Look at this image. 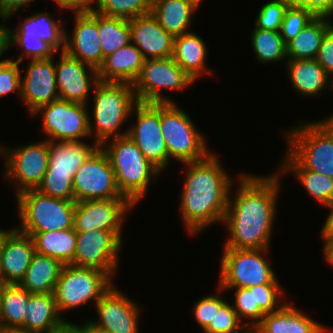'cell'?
<instances>
[{"instance_id":"1","label":"cell","mask_w":333,"mask_h":333,"mask_svg":"<svg viewBox=\"0 0 333 333\" xmlns=\"http://www.w3.org/2000/svg\"><path fill=\"white\" fill-rule=\"evenodd\" d=\"M281 177L279 173L258 177L242 173L236 178L237 193L234 199L229 194L223 220L230 235L224 248H270Z\"/></svg>"},{"instance_id":"2","label":"cell","mask_w":333,"mask_h":333,"mask_svg":"<svg viewBox=\"0 0 333 333\" xmlns=\"http://www.w3.org/2000/svg\"><path fill=\"white\" fill-rule=\"evenodd\" d=\"M185 166L179 213L187 232L195 235L213 223L223 222L234 180L214 152Z\"/></svg>"},{"instance_id":"3","label":"cell","mask_w":333,"mask_h":333,"mask_svg":"<svg viewBox=\"0 0 333 333\" xmlns=\"http://www.w3.org/2000/svg\"><path fill=\"white\" fill-rule=\"evenodd\" d=\"M93 91L94 123L89 119V129L90 136L95 135L94 142L101 146L111 138L127 135L128 129L120 133V127L133 115L138 103L132 84L99 81Z\"/></svg>"},{"instance_id":"4","label":"cell","mask_w":333,"mask_h":333,"mask_svg":"<svg viewBox=\"0 0 333 333\" xmlns=\"http://www.w3.org/2000/svg\"><path fill=\"white\" fill-rule=\"evenodd\" d=\"M100 147L110 161L118 189L135 206L144 198L150 181L157 179L161 171L127 135L114 138Z\"/></svg>"},{"instance_id":"5","label":"cell","mask_w":333,"mask_h":333,"mask_svg":"<svg viewBox=\"0 0 333 333\" xmlns=\"http://www.w3.org/2000/svg\"><path fill=\"white\" fill-rule=\"evenodd\" d=\"M287 152L304 168L333 178V116L284 132Z\"/></svg>"},{"instance_id":"6","label":"cell","mask_w":333,"mask_h":333,"mask_svg":"<svg viewBox=\"0 0 333 333\" xmlns=\"http://www.w3.org/2000/svg\"><path fill=\"white\" fill-rule=\"evenodd\" d=\"M20 225L23 233H44L74 228L76 202L54 198L36 189L16 195Z\"/></svg>"},{"instance_id":"7","label":"cell","mask_w":333,"mask_h":333,"mask_svg":"<svg viewBox=\"0 0 333 333\" xmlns=\"http://www.w3.org/2000/svg\"><path fill=\"white\" fill-rule=\"evenodd\" d=\"M160 122L169 159L185 164L204 160L212 153L204 134L177 103H160Z\"/></svg>"},{"instance_id":"8","label":"cell","mask_w":333,"mask_h":333,"mask_svg":"<svg viewBox=\"0 0 333 333\" xmlns=\"http://www.w3.org/2000/svg\"><path fill=\"white\" fill-rule=\"evenodd\" d=\"M269 252L266 249L224 248L220 265V292L229 288H251L270 284L276 274L264 258Z\"/></svg>"},{"instance_id":"9","label":"cell","mask_w":333,"mask_h":333,"mask_svg":"<svg viewBox=\"0 0 333 333\" xmlns=\"http://www.w3.org/2000/svg\"><path fill=\"white\" fill-rule=\"evenodd\" d=\"M113 283L108 274L98 269L64 265L54 291L59 313L92 300L96 304Z\"/></svg>"},{"instance_id":"10","label":"cell","mask_w":333,"mask_h":333,"mask_svg":"<svg viewBox=\"0 0 333 333\" xmlns=\"http://www.w3.org/2000/svg\"><path fill=\"white\" fill-rule=\"evenodd\" d=\"M194 80L174 61L172 56L145 59L142 70L133 82L135 97L140 103H174L161 94V88L183 91Z\"/></svg>"},{"instance_id":"11","label":"cell","mask_w":333,"mask_h":333,"mask_svg":"<svg viewBox=\"0 0 333 333\" xmlns=\"http://www.w3.org/2000/svg\"><path fill=\"white\" fill-rule=\"evenodd\" d=\"M2 154V155H1ZM5 158L4 176L16 186V195L37 189L49 165V141L43 140L14 148L0 147Z\"/></svg>"},{"instance_id":"12","label":"cell","mask_w":333,"mask_h":333,"mask_svg":"<svg viewBox=\"0 0 333 333\" xmlns=\"http://www.w3.org/2000/svg\"><path fill=\"white\" fill-rule=\"evenodd\" d=\"M88 106L80 103L57 99L41 106L33 116L42 114L43 132L46 140L56 142L81 141L90 136Z\"/></svg>"},{"instance_id":"13","label":"cell","mask_w":333,"mask_h":333,"mask_svg":"<svg viewBox=\"0 0 333 333\" xmlns=\"http://www.w3.org/2000/svg\"><path fill=\"white\" fill-rule=\"evenodd\" d=\"M122 231L76 232V252L71 265L95 268L113 278L117 272Z\"/></svg>"},{"instance_id":"14","label":"cell","mask_w":333,"mask_h":333,"mask_svg":"<svg viewBox=\"0 0 333 333\" xmlns=\"http://www.w3.org/2000/svg\"><path fill=\"white\" fill-rule=\"evenodd\" d=\"M73 193L75 202L126 198L118 189L113 168L101 147L74 174Z\"/></svg>"},{"instance_id":"15","label":"cell","mask_w":333,"mask_h":333,"mask_svg":"<svg viewBox=\"0 0 333 333\" xmlns=\"http://www.w3.org/2000/svg\"><path fill=\"white\" fill-rule=\"evenodd\" d=\"M133 111L136 125L128 129L127 136L143 155L161 172L169 165L167 146L162 135L160 103L138 102Z\"/></svg>"},{"instance_id":"16","label":"cell","mask_w":333,"mask_h":333,"mask_svg":"<svg viewBox=\"0 0 333 333\" xmlns=\"http://www.w3.org/2000/svg\"><path fill=\"white\" fill-rule=\"evenodd\" d=\"M135 207L127 198L95 199L76 202L74 230L122 231L124 217Z\"/></svg>"},{"instance_id":"17","label":"cell","mask_w":333,"mask_h":333,"mask_svg":"<svg viewBox=\"0 0 333 333\" xmlns=\"http://www.w3.org/2000/svg\"><path fill=\"white\" fill-rule=\"evenodd\" d=\"M99 320L92 323L109 333H139L140 308L114 284L94 305Z\"/></svg>"},{"instance_id":"18","label":"cell","mask_w":333,"mask_h":333,"mask_svg":"<svg viewBox=\"0 0 333 333\" xmlns=\"http://www.w3.org/2000/svg\"><path fill=\"white\" fill-rule=\"evenodd\" d=\"M55 72L59 98L88 105L89 91L99 82L97 69L62 51Z\"/></svg>"},{"instance_id":"19","label":"cell","mask_w":333,"mask_h":333,"mask_svg":"<svg viewBox=\"0 0 333 333\" xmlns=\"http://www.w3.org/2000/svg\"><path fill=\"white\" fill-rule=\"evenodd\" d=\"M26 70L25 76H21L20 97L32 117L41 106L59 99L53 57L30 60Z\"/></svg>"},{"instance_id":"20","label":"cell","mask_w":333,"mask_h":333,"mask_svg":"<svg viewBox=\"0 0 333 333\" xmlns=\"http://www.w3.org/2000/svg\"><path fill=\"white\" fill-rule=\"evenodd\" d=\"M35 254L33 239L16 227L0 230V272L2 284H16L23 279Z\"/></svg>"},{"instance_id":"21","label":"cell","mask_w":333,"mask_h":333,"mask_svg":"<svg viewBox=\"0 0 333 333\" xmlns=\"http://www.w3.org/2000/svg\"><path fill=\"white\" fill-rule=\"evenodd\" d=\"M72 36L64 38V52L73 58L98 70L102 65V49L98 32V13H80L74 15ZM70 37V38H69Z\"/></svg>"},{"instance_id":"22","label":"cell","mask_w":333,"mask_h":333,"mask_svg":"<svg viewBox=\"0 0 333 333\" xmlns=\"http://www.w3.org/2000/svg\"><path fill=\"white\" fill-rule=\"evenodd\" d=\"M130 38L144 59L173 56L175 37L159 24L151 12L130 19Z\"/></svg>"},{"instance_id":"23","label":"cell","mask_w":333,"mask_h":333,"mask_svg":"<svg viewBox=\"0 0 333 333\" xmlns=\"http://www.w3.org/2000/svg\"><path fill=\"white\" fill-rule=\"evenodd\" d=\"M256 333H328L330 330L305 315L290 303L280 310L265 314L254 328Z\"/></svg>"},{"instance_id":"24","label":"cell","mask_w":333,"mask_h":333,"mask_svg":"<svg viewBox=\"0 0 333 333\" xmlns=\"http://www.w3.org/2000/svg\"><path fill=\"white\" fill-rule=\"evenodd\" d=\"M144 60L141 51L130 42L104 58L97 70L98 79L102 82L133 84L142 70Z\"/></svg>"},{"instance_id":"25","label":"cell","mask_w":333,"mask_h":333,"mask_svg":"<svg viewBox=\"0 0 333 333\" xmlns=\"http://www.w3.org/2000/svg\"><path fill=\"white\" fill-rule=\"evenodd\" d=\"M51 17L47 12L34 13L20 21L16 30H11L4 24L5 37L40 38L50 44L57 52L64 50L65 30L61 19ZM62 22V23H61Z\"/></svg>"},{"instance_id":"26","label":"cell","mask_w":333,"mask_h":333,"mask_svg":"<svg viewBox=\"0 0 333 333\" xmlns=\"http://www.w3.org/2000/svg\"><path fill=\"white\" fill-rule=\"evenodd\" d=\"M58 311L54 293L31 294L27 302L24 329L31 333H50L65 321Z\"/></svg>"},{"instance_id":"27","label":"cell","mask_w":333,"mask_h":333,"mask_svg":"<svg viewBox=\"0 0 333 333\" xmlns=\"http://www.w3.org/2000/svg\"><path fill=\"white\" fill-rule=\"evenodd\" d=\"M207 45L196 33L188 32L174 39V61L194 80L204 74H212V70L205 67ZM204 73V74H203Z\"/></svg>"},{"instance_id":"28","label":"cell","mask_w":333,"mask_h":333,"mask_svg":"<svg viewBox=\"0 0 333 333\" xmlns=\"http://www.w3.org/2000/svg\"><path fill=\"white\" fill-rule=\"evenodd\" d=\"M288 77L301 96H317L329 87L330 76L315 59H287Z\"/></svg>"},{"instance_id":"29","label":"cell","mask_w":333,"mask_h":333,"mask_svg":"<svg viewBox=\"0 0 333 333\" xmlns=\"http://www.w3.org/2000/svg\"><path fill=\"white\" fill-rule=\"evenodd\" d=\"M97 143L83 141H49V165L46 172L69 173L73 178L78 168L99 148Z\"/></svg>"},{"instance_id":"30","label":"cell","mask_w":333,"mask_h":333,"mask_svg":"<svg viewBox=\"0 0 333 333\" xmlns=\"http://www.w3.org/2000/svg\"><path fill=\"white\" fill-rule=\"evenodd\" d=\"M63 266L59 260L35 252L19 284L30 294L54 293Z\"/></svg>"},{"instance_id":"31","label":"cell","mask_w":333,"mask_h":333,"mask_svg":"<svg viewBox=\"0 0 333 333\" xmlns=\"http://www.w3.org/2000/svg\"><path fill=\"white\" fill-rule=\"evenodd\" d=\"M197 9L188 0H153L151 13L168 33L176 37L190 32L188 29Z\"/></svg>"},{"instance_id":"32","label":"cell","mask_w":333,"mask_h":333,"mask_svg":"<svg viewBox=\"0 0 333 333\" xmlns=\"http://www.w3.org/2000/svg\"><path fill=\"white\" fill-rule=\"evenodd\" d=\"M25 234L32 237L35 252L57 259L63 265H69L74 260L76 252V231L74 228Z\"/></svg>"},{"instance_id":"33","label":"cell","mask_w":333,"mask_h":333,"mask_svg":"<svg viewBox=\"0 0 333 333\" xmlns=\"http://www.w3.org/2000/svg\"><path fill=\"white\" fill-rule=\"evenodd\" d=\"M279 174L293 173L304 185L309 194L321 205L333 203V178L304 169L287 151L281 164ZM285 173V174H284Z\"/></svg>"},{"instance_id":"34","label":"cell","mask_w":333,"mask_h":333,"mask_svg":"<svg viewBox=\"0 0 333 333\" xmlns=\"http://www.w3.org/2000/svg\"><path fill=\"white\" fill-rule=\"evenodd\" d=\"M327 17H315L287 44V59H315L326 32L333 26Z\"/></svg>"},{"instance_id":"35","label":"cell","mask_w":333,"mask_h":333,"mask_svg":"<svg viewBox=\"0 0 333 333\" xmlns=\"http://www.w3.org/2000/svg\"><path fill=\"white\" fill-rule=\"evenodd\" d=\"M30 295L19 283L0 285V323L3 326L24 329Z\"/></svg>"},{"instance_id":"36","label":"cell","mask_w":333,"mask_h":333,"mask_svg":"<svg viewBox=\"0 0 333 333\" xmlns=\"http://www.w3.org/2000/svg\"><path fill=\"white\" fill-rule=\"evenodd\" d=\"M98 32L104 58L131 42L130 19L109 17L98 13Z\"/></svg>"},{"instance_id":"37","label":"cell","mask_w":333,"mask_h":333,"mask_svg":"<svg viewBox=\"0 0 333 333\" xmlns=\"http://www.w3.org/2000/svg\"><path fill=\"white\" fill-rule=\"evenodd\" d=\"M253 52L257 61L274 63L287 60V47L280 31L264 30L254 27L251 34Z\"/></svg>"},{"instance_id":"38","label":"cell","mask_w":333,"mask_h":333,"mask_svg":"<svg viewBox=\"0 0 333 333\" xmlns=\"http://www.w3.org/2000/svg\"><path fill=\"white\" fill-rule=\"evenodd\" d=\"M153 0H97L94 11L109 17L136 18L150 13Z\"/></svg>"},{"instance_id":"39","label":"cell","mask_w":333,"mask_h":333,"mask_svg":"<svg viewBox=\"0 0 333 333\" xmlns=\"http://www.w3.org/2000/svg\"><path fill=\"white\" fill-rule=\"evenodd\" d=\"M235 290V302L232 304L239 320L247 318L246 327L255 328L263 319L265 314L260 310L256 303L255 289L251 288H230Z\"/></svg>"},{"instance_id":"40","label":"cell","mask_w":333,"mask_h":333,"mask_svg":"<svg viewBox=\"0 0 333 333\" xmlns=\"http://www.w3.org/2000/svg\"><path fill=\"white\" fill-rule=\"evenodd\" d=\"M36 190L54 198L74 200L73 177L69 173L45 172Z\"/></svg>"},{"instance_id":"41","label":"cell","mask_w":333,"mask_h":333,"mask_svg":"<svg viewBox=\"0 0 333 333\" xmlns=\"http://www.w3.org/2000/svg\"><path fill=\"white\" fill-rule=\"evenodd\" d=\"M5 45L6 51L13 45L22 48L23 53L21 52L17 60H14L18 63H21L24 60V56L27 58L30 57V60L46 59L55 56L57 53V51L50 44L37 37H5Z\"/></svg>"},{"instance_id":"42","label":"cell","mask_w":333,"mask_h":333,"mask_svg":"<svg viewBox=\"0 0 333 333\" xmlns=\"http://www.w3.org/2000/svg\"><path fill=\"white\" fill-rule=\"evenodd\" d=\"M314 18L315 16L305 8L291 4L285 12L280 28L284 42L287 44L296 37Z\"/></svg>"},{"instance_id":"43","label":"cell","mask_w":333,"mask_h":333,"mask_svg":"<svg viewBox=\"0 0 333 333\" xmlns=\"http://www.w3.org/2000/svg\"><path fill=\"white\" fill-rule=\"evenodd\" d=\"M291 5L287 0H271L259 10L255 27L264 30L280 31L285 12Z\"/></svg>"},{"instance_id":"44","label":"cell","mask_w":333,"mask_h":333,"mask_svg":"<svg viewBox=\"0 0 333 333\" xmlns=\"http://www.w3.org/2000/svg\"><path fill=\"white\" fill-rule=\"evenodd\" d=\"M245 327L246 325H242L232 304L226 302L203 331L204 333H239Z\"/></svg>"},{"instance_id":"45","label":"cell","mask_w":333,"mask_h":333,"mask_svg":"<svg viewBox=\"0 0 333 333\" xmlns=\"http://www.w3.org/2000/svg\"><path fill=\"white\" fill-rule=\"evenodd\" d=\"M254 289L256 303L264 314L278 311L285 305V303L281 304L280 301L284 290L280 286L278 279L275 278L270 284L255 286Z\"/></svg>"},{"instance_id":"46","label":"cell","mask_w":333,"mask_h":333,"mask_svg":"<svg viewBox=\"0 0 333 333\" xmlns=\"http://www.w3.org/2000/svg\"><path fill=\"white\" fill-rule=\"evenodd\" d=\"M14 58L0 60V97L15 92L21 95V71Z\"/></svg>"},{"instance_id":"47","label":"cell","mask_w":333,"mask_h":333,"mask_svg":"<svg viewBox=\"0 0 333 333\" xmlns=\"http://www.w3.org/2000/svg\"><path fill=\"white\" fill-rule=\"evenodd\" d=\"M227 301L218 295H209L204 296L203 298L199 299L193 308V315L194 319L197 321L198 325L204 330L214 317L216 313L220 310V308L226 303Z\"/></svg>"},{"instance_id":"48","label":"cell","mask_w":333,"mask_h":333,"mask_svg":"<svg viewBox=\"0 0 333 333\" xmlns=\"http://www.w3.org/2000/svg\"><path fill=\"white\" fill-rule=\"evenodd\" d=\"M315 60L329 76L333 74V26L323 37Z\"/></svg>"},{"instance_id":"49","label":"cell","mask_w":333,"mask_h":333,"mask_svg":"<svg viewBox=\"0 0 333 333\" xmlns=\"http://www.w3.org/2000/svg\"><path fill=\"white\" fill-rule=\"evenodd\" d=\"M295 5L305 8L315 17L330 18L333 15V0H298Z\"/></svg>"},{"instance_id":"50","label":"cell","mask_w":333,"mask_h":333,"mask_svg":"<svg viewBox=\"0 0 333 333\" xmlns=\"http://www.w3.org/2000/svg\"><path fill=\"white\" fill-rule=\"evenodd\" d=\"M34 0H0V18L4 23L17 14L16 12Z\"/></svg>"},{"instance_id":"51","label":"cell","mask_w":333,"mask_h":333,"mask_svg":"<svg viewBox=\"0 0 333 333\" xmlns=\"http://www.w3.org/2000/svg\"><path fill=\"white\" fill-rule=\"evenodd\" d=\"M60 8L72 9L74 14L89 13L94 11L93 4L97 0H54Z\"/></svg>"},{"instance_id":"52","label":"cell","mask_w":333,"mask_h":333,"mask_svg":"<svg viewBox=\"0 0 333 333\" xmlns=\"http://www.w3.org/2000/svg\"><path fill=\"white\" fill-rule=\"evenodd\" d=\"M325 208H330V212L326 221L321 228V238H333V203L326 205Z\"/></svg>"},{"instance_id":"53","label":"cell","mask_w":333,"mask_h":333,"mask_svg":"<svg viewBox=\"0 0 333 333\" xmlns=\"http://www.w3.org/2000/svg\"><path fill=\"white\" fill-rule=\"evenodd\" d=\"M324 240V259H326L327 263L333 267V238H322Z\"/></svg>"},{"instance_id":"54","label":"cell","mask_w":333,"mask_h":333,"mask_svg":"<svg viewBox=\"0 0 333 333\" xmlns=\"http://www.w3.org/2000/svg\"><path fill=\"white\" fill-rule=\"evenodd\" d=\"M77 326L80 328L82 333H109L108 331H105L104 329L92 323L91 319L88 320L84 325Z\"/></svg>"},{"instance_id":"55","label":"cell","mask_w":333,"mask_h":333,"mask_svg":"<svg viewBox=\"0 0 333 333\" xmlns=\"http://www.w3.org/2000/svg\"><path fill=\"white\" fill-rule=\"evenodd\" d=\"M50 333H82V331L76 324L67 321L63 326Z\"/></svg>"},{"instance_id":"56","label":"cell","mask_w":333,"mask_h":333,"mask_svg":"<svg viewBox=\"0 0 333 333\" xmlns=\"http://www.w3.org/2000/svg\"><path fill=\"white\" fill-rule=\"evenodd\" d=\"M6 52V45H5V28L4 24L0 25V60L3 54Z\"/></svg>"},{"instance_id":"57","label":"cell","mask_w":333,"mask_h":333,"mask_svg":"<svg viewBox=\"0 0 333 333\" xmlns=\"http://www.w3.org/2000/svg\"><path fill=\"white\" fill-rule=\"evenodd\" d=\"M4 333H31L22 328H6Z\"/></svg>"},{"instance_id":"58","label":"cell","mask_w":333,"mask_h":333,"mask_svg":"<svg viewBox=\"0 0 333 333\" xmlns=\"http://www.w3.org/2000/svg\"><path fill=\"white\" fill-rule=\"evenodd\" d=\"M239 333H256L254 328H245L243 331Z\"/></svg>"},{"instance_id":"59","label":"cell","mask_w":333,"mask_h":333,"mask_svg":"<svg viewBox=\"0 0 333 333\" xmlns=\"http://www.w3.org/2000/svg\"><path fill=\"white\" fill-rule=\"evenodd\" d=\"M190 2H192L196 7L199 8V6L201 5L202 0H188Z\"/></svg>"},{"instance_id":"60","label":"cell","mask_w":333,"mask_h":333,"mask_svg":"<svg viewBox=\"0 0 333 333\" xmlns=\"http://www.w3.org/2000/svg\"><path fill=\"white\" fill-rule=\"evenodd\" d=\"M333 74L330 76V80H329V86H330V89L332 88L333 90ZM329 116H333V114L331 113Z\"/></svg>"},{"instance_id":"61","label":"cell","mask_w":333,"mask_h":333,"mask_svg":"<svg viewBox=\"0 0 333 333\" xmlns=\"http://www.w3.org/2000/svg\"><path fill=\"white\" fill-rule=\"evenodd\" d=\"M6 330V327L3 326L1 323H0V333H4Z\"/></svg>"},{"instance_id":"62","label":"cell","mask_w":333,"mask_h":333,"mask_svg":"<svg viewBox=\"0 0 333 333\" xmlns=\"http://www.w3.org/2000/svg\"><path fill=\"white\" fill-rule=\"evenodd\" d=\"M288 2H290L291 4H295L298 0H287Z\"/></svg>"},{"instance_id":"63","label":"cell","mask_w":333,"mask_h":333,"mask_svg":"<svg viewBox=\"0 0 333 333\" xmlns=\"http://www.w3.org/2000/svg\"><path fill=\"white\" fill-rule=\"evenodd\" d=\"M2 284L1 272H0V285Z\"/></svg>"}]
</instances>
